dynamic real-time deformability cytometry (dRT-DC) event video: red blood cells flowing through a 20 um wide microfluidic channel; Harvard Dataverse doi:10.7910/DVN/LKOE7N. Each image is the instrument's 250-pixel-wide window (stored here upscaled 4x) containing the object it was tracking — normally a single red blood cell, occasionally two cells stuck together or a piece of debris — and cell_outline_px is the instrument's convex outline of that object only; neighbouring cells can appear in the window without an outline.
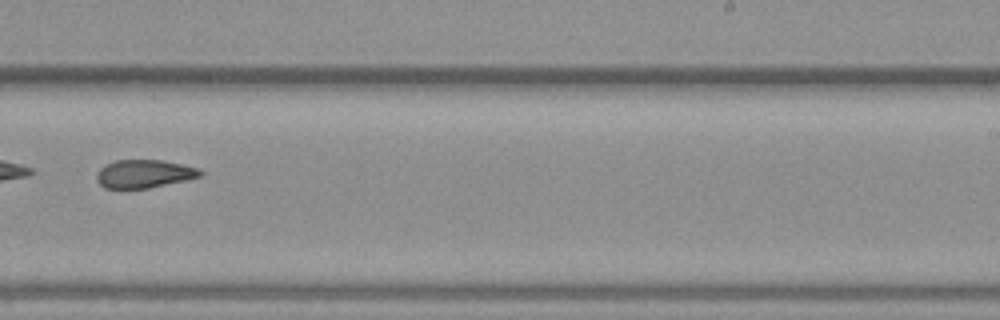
{"species": "common noctule bat (a hibernating species)", "species_latin": "Nyctalus noctula", "temperature_condition": "warm", "stored_images_in_passage": 37, "camera_frame_rate_fps": 3000, "um_per_image_px": 0.085, "animal": {"sex": "female", "body_mass_g": 19.3, "forearm_length_mm": 54.1}, "frame": {"image": 1, "passage_image": 25, "time_ms": 8.0, "image_size_px": [1000, 320], "cell_outline_px": [[204, 172], [200, 176], [188, 180], [148, 188], [104, 188], [96, 180], [96, 172], [104, 164], [116, 160], [160, 160], [200, 168]], "centroid_in_image_um": [12.24, 14.77], "position_along_channel_um": 276.8, "area_um2": 17.11}, "authors_computed_cell_mechanics": {"area_um2": 17.918, "velocity_mm_per_s": 4.0654, "shape_relaxation_time_tau1_ms": null, "shape_relaxation_time_tau2_ms": 3.4215, "deformation_change_tau1": null, "deformation_change_tau2": 0.1059}}